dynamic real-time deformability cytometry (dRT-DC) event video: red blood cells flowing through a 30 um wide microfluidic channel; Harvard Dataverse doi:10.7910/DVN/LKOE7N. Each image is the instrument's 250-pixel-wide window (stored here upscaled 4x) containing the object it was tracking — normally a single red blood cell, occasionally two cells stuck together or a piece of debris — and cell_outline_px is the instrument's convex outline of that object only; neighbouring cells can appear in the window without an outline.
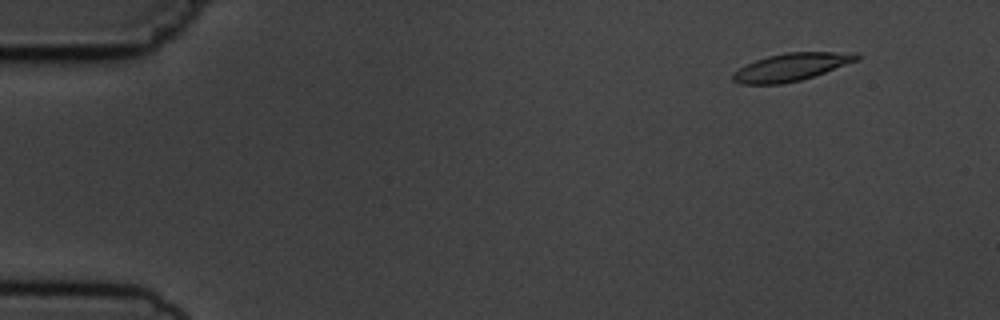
{"species": "common noctule bat (a hibernating species)", "species_latin": "Nyctalus noctula", "temperature_condition": "cold", "stored_images_in_passage": 5, "camera_frame_rate_fps": 3000, "um_per_image_px": 0.085, "animal": {"sex": "male", "body_mass_g": 19.5, "forearm_length_mm": 54.6}, "frame": {"image": 1, "passage_image": 2, "time_ms": 1.0, "image_size_px": [1000, 320], "cell_outline_px": [[860, 60], [800, 80], [780, 84], [740, 84], [732, 80], [732, 72], [756, 60], [768, 56], [788, 52], [860, 52]], "centroid_in_image_um": [67.29, 5.69], "position_along_channel_um": 17.7, "area_um2": 19.88}}
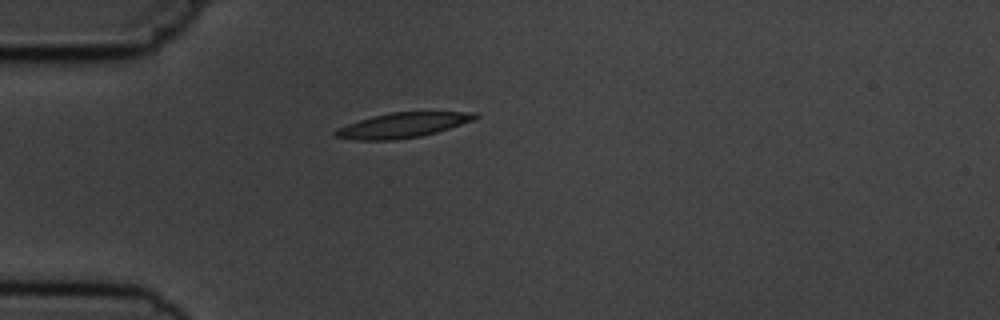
{"frame": {"image": 2, "passage_image": 5, "time_ms": 4.333, "image_size_px": [1000, 320], "cell_outline_px": [[480, 116], [476, 120], [436, 132], [420, 136], [392, 140], [352, 140], [332, 136], [332, 132], [336, 128], [372, 116], [392, 112], [476, 112]], "centroid_in_image_um": [34.21, 10.64], "position_along_channel_um": 50.8, "area_um2": 20.4}}